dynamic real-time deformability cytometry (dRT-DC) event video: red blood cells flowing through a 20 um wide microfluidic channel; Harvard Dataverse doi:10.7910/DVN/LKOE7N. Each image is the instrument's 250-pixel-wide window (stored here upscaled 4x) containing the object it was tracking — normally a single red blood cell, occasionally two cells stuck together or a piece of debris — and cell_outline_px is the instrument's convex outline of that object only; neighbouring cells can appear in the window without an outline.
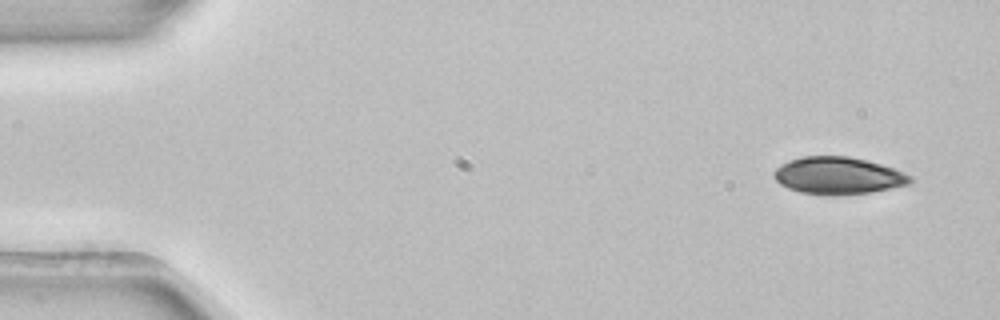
{"species": "common noctule bat (a hibernating species)", "species_latin": "Nyctalus noctula", "temperature_condition": "room temperature", "stored_images_in_passage": 4, "camera_frame_rate_fps": 3000, "um_per_image_px": 0.085, "animal": {"sex": "female", "body_mass_g": 22.7, "forearm_length_mm": 54.2}, "frame": {"image": 1, "passage_image": 1, "time_ms": 0.0, "image_size_px": [1000, 320], "cell_outline_px": [[916, 180], [912, 184], [872, 192], [836, 196], [824, 196], [800, 192], [788, 188], [780, 184], [776, 180], [772, 172], [780, 164], [804, 156], [848, 156], [868, 160], [904, 172], [912, 176]], "centroid_in_image_um": [71.28, 14.95], "position_along_channel_um": 13.7, "area_um2": 30.0}}
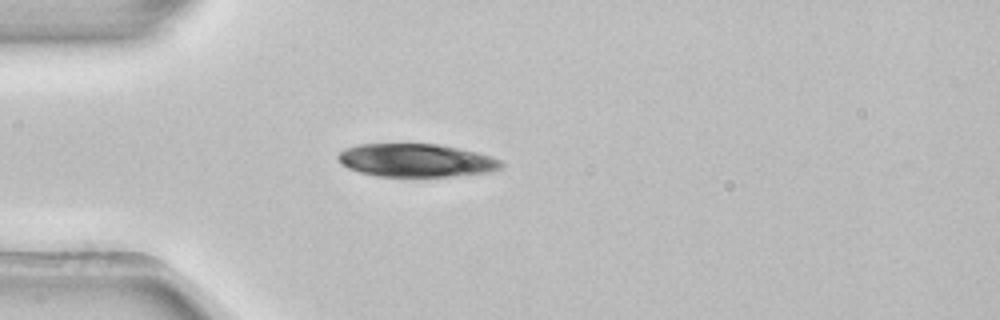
{"frame": {"image": 2, "passage_image": 3, "time_ms": 0.667, "image_size_px": [1000, 320], "cell_outline_px": [[504, 164], [500, 168], [492, 172], [456, 176], [376, 176], [360, 172], [348, 168], [340, 164], [336, 156], [344, 148], [360, 144], [440, 144], [476, 152], [492, 156], [500, 160]], "centroid_in_image_um": [35.37, 13.63], "position_along_channel_um": 49.6, "area_um2": 31.67}}